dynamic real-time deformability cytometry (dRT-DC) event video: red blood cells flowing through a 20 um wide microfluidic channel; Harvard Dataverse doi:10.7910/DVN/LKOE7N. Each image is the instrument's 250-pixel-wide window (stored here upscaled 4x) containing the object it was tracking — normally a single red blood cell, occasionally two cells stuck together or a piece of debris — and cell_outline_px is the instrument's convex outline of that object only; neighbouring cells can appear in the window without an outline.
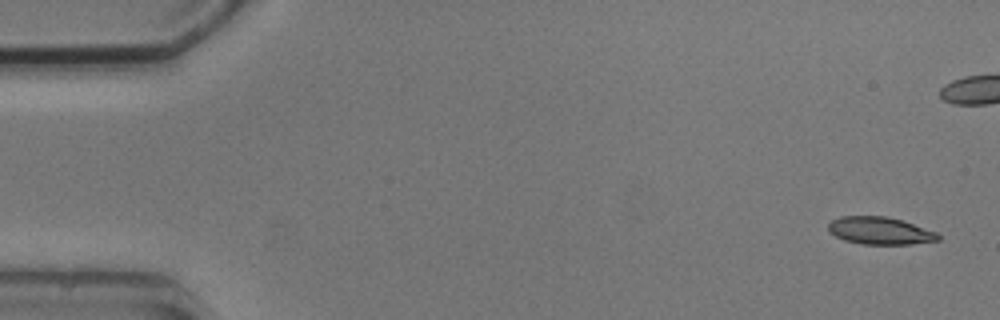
{"species": "common noctule bat (a hibernating species)", "species_latin": "Nyctalus noctula", "temperature_condition": "cold", "stored_images_in_passage": 5, "camera_frame_rate_fps": 3000, "um_per_image_px": 0.085, "animal": {"sex": "male", "body_mass_g": 20.5, "forearm_length_mm": 52.5}, "frame": {"image": 1, "passage_image": 1, "time_ms": 0.0, "image_size_px": [1000, 320], "cell_outline_px": [[940, 240], [912, 244], [860, 244], [844, 240], [828, 232], [828, 224], [832, 220], [840, 216], [888, 216], [936, 232], [940, 236]], "centroid_in_image_um": [74.76, 19.61], "position_along_channel_um": 10.2, "area_um2": 17.51}}